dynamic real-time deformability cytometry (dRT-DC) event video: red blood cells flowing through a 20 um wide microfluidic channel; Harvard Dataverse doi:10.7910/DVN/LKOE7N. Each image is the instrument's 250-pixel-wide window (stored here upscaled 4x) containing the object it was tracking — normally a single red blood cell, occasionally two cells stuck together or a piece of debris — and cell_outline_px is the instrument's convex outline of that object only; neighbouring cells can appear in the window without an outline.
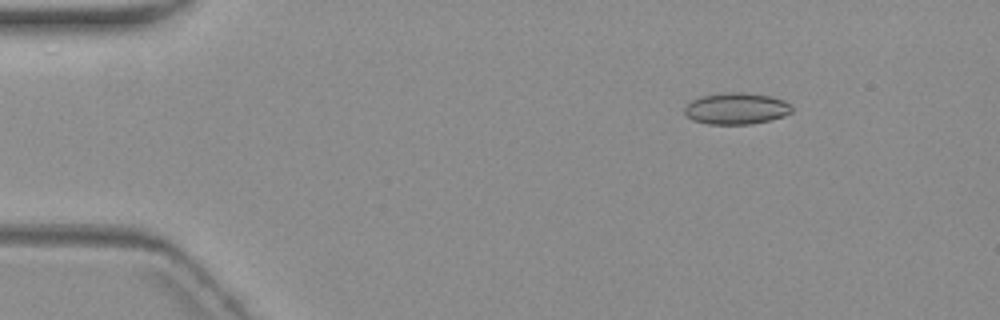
{"species": "common noctule bat (a hibernating species)", "species_latin": "Nyctalus noctula", "temperature_condition": "warm", "stored_images_in_passage": 7, "camera_frame_rate_fps": 3000, "um_per_image_px": 0.085, "animal": {"sex": "female", "body_mass_g": 19.3, "forearm_length_mm": 54.1}, "frame": {"image": 1, "passage_image": 3, "time_ms": 2.333, "image_size_px": [1000, 320], "cell_outline_px": [[792, 112], [784, 116], [752, 124], [708, 124], [692, 120], [684, 112], [684, 108], [692, 100], [700, 96], [720, 92], [744, 92], [772, 96], [784, 100], [792, 108]], "centroid_in_image_um": [62.57, 9.21], "position_along_channel_um": 22.4, "area_um2": 19.83}}
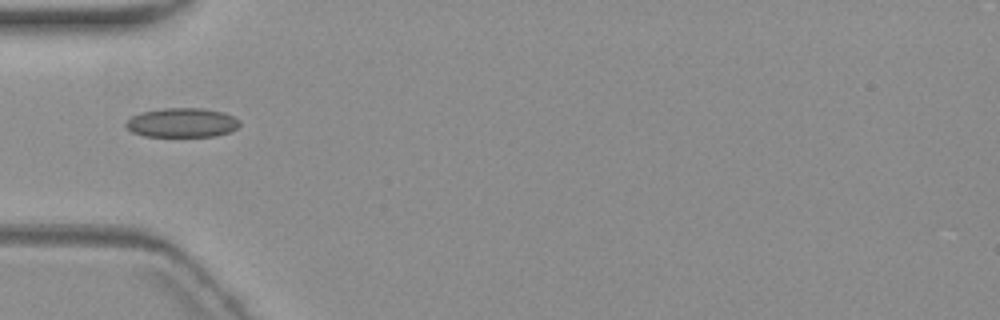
{"frame": {"image": 2, "passage_image": 6, "time_ms": 6.0, "image_size_px": [1000, 320], "cell_outline_px": [[240, 124], [236, 128], [228, 132], [212, 136], [144, 136], [132, 132], [124, 124], [132, 116], [140, 112], [164, 108], [204, 108], [224, 112], [240, 120]], "centroid_in_image_um": [15.46, 10.41], "position_along_channel_um": 69.5, "area_um2": 19.36}}
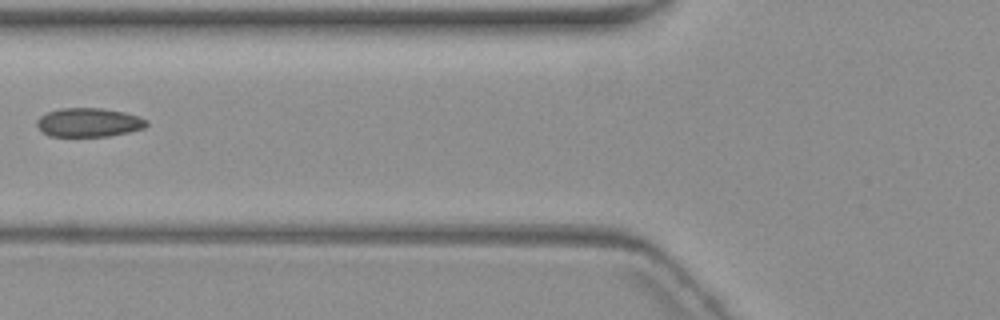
{"frame": {"image": 3, "passage_image": 7, "time_ms": 7.333, "image_size_px": [1000, 320], "cell_outline_px": [[148, 124], [144, 128], [128, 132], [108, 136], [48, 136], [36, 124], [36, 120], [40, 116], [48, 112], [60, 108], [100, 108], [124, 112], [148, 120]], "centroid_in_image_um": [7.54, 10.4], "position_along_channel_um": 118.3, "area_um2": 18.32}}